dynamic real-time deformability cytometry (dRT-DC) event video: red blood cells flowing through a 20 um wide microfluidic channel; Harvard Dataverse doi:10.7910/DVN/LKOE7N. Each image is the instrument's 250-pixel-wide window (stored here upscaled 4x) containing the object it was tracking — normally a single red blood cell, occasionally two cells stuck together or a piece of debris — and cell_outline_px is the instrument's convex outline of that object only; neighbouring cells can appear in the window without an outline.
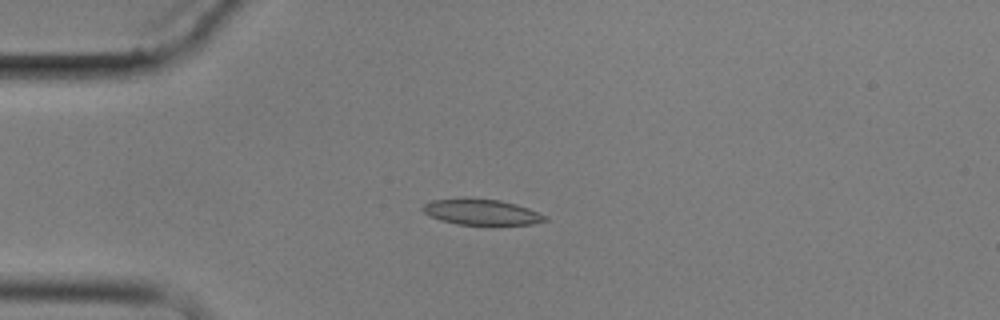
{"species": "common noctule bat (a hibernating species)", "species_latin": "Nyctalus noctula", "temperature_condition": "cold", "stored_images_in_passage": 1, "camera_frame_rate_fps": 3000, "um_per_image_px": 0.085, "animal": {"sex": "male", "body_mass_g": 17.9}, "frame": {"image": 1, "passage_image": 1, "time_ms": 0.0, "image_size_px": [1000, 320], "cell_outline_px": [[548, 220], [532, 224], [456, 224], [440, 220], [424, 212], [420, 208], [424, 204], [432, 200], [460, 196], [500, 200], [516, 204], [528, 208], [548, 216]], "centroid_in_image_um": [40.89, 17.99], "position_along_channel_um": 44.1, "area_um2": 18.61}}